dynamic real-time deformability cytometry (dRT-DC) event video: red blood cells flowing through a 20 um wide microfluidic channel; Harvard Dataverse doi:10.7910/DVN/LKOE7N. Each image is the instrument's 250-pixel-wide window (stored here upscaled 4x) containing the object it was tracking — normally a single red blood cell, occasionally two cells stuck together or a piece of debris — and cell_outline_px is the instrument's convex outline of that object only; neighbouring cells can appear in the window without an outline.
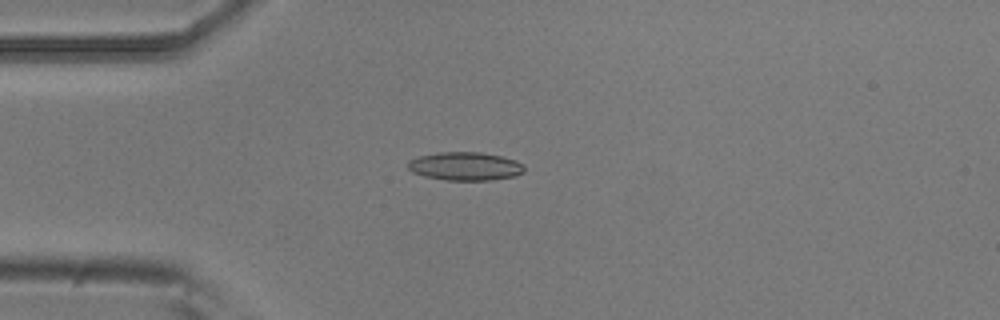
{"species": "common noctule bat (a hibernating species)", "species_latin": "Nyctalus noctula", "temperature_condition": "room temperature", "stored_images_in_passage": 8, "camera_frame_rate_fps": 3000, "um_per_image_px": 0.085, "animal": {"sex": "male", "body_mass_g": 20.5, "forearm_length_mm": 52.5}, "frame": {"image": 1, "passage_image": 4, "time_ms": 1.0, "image_size_px": [1000, 320], "cell_outline_px": [[524, 172], [516, 176], [492, 180], [448, 180], [424, 176], [412, 172], [408, 168], [408, 160], [420, 156], [440, 152], [480, 152], [500, 156], [516, 160], [524, 164]], "centroid_in_image_um": [39.56, 14.13], "position_along_channel_um": 45.4, "area_um2": 19.25}}
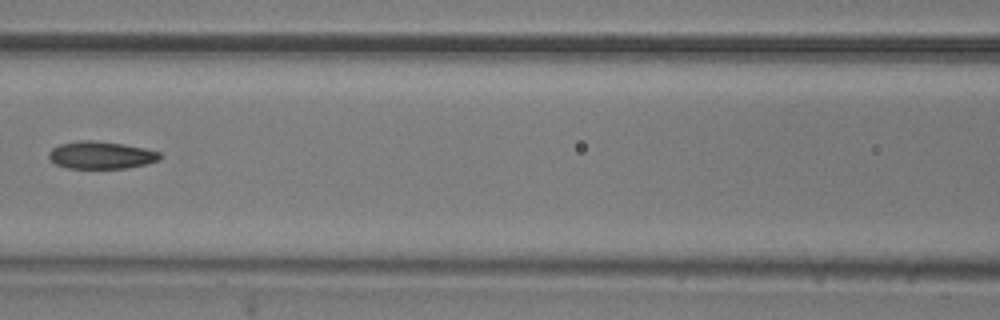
{"frame": {"image": 2, "passage_image": 7, "time_ms": 2.0, "image_size_px": [1000, 320], "cell_outline_px": [[164, 156], [160, 160], [148, 164], [128, 168], [68, 168], [56, 164], [48, 156], [48, 152], [52, 148], [60, 144], [80, 140], [96, 140], [124, 144], [144, 148], [160, 152]], "centroid_in_image_um": [8.64, 13.18], "position_along_channel_um": 158.0, "area_um2": 17.98}}
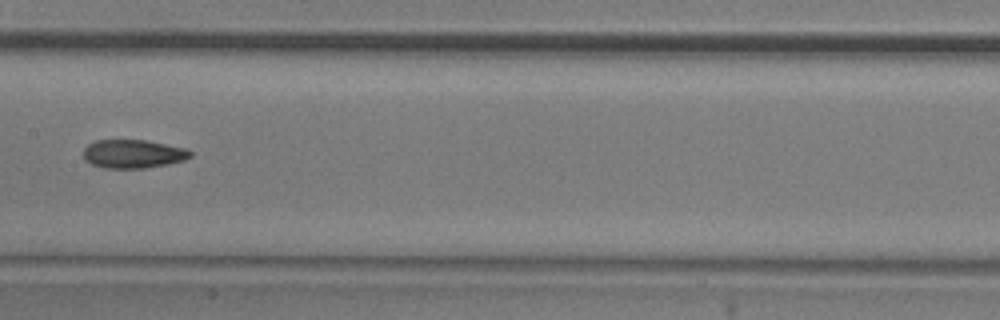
{"frame": {"image": 3, "passage_image": 8, "time_ms": 2.333, "image_size_px": [1000, 320], "cell_outline_px": [[192, 156], [184, 160], [168, 164], [144, 168], [104, 168], [92, 164], [84, 160], [84, 148], [88, 144], [96, 140], [144, 140], [188, 148], [192, 152]], "centroid_in_image_um": [11.33, 13.08], "position_along_channel_um": 196.1, "area_um2": 17.86}}